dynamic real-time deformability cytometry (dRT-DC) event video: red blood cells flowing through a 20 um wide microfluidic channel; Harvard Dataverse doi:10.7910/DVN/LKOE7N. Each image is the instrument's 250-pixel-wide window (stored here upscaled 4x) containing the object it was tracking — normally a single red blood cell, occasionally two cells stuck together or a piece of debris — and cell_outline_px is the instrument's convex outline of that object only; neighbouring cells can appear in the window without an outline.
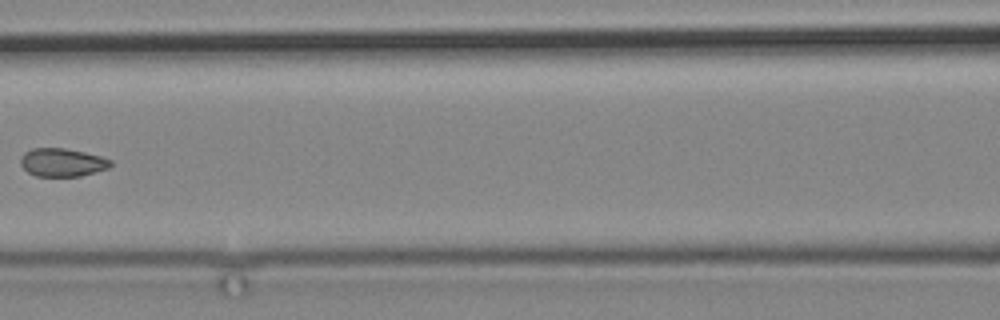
{"species": "common noctule bat (a hibernating species)", "species_latin": "Nyctalus noctula", "temperature_condition": "cold", "stored_images_in_passage": 15, "camera_frame_rate_fps": 3000, "um_per_image_px": 0.085, "animal": {"sex": "male", "body_mass_g": 19.2, "forearm_length_mm": 51.8}, "frame": {"image": 1, "passage_image": 8, "time_ms": 13.0, "image_size_px": [1000, 320], "cell_outline_px": [[112, 164], [108, 168], [80, 176], [36, 176], [28, 172], [20, 164], [20, 156], [24, 152], [32, 148], [64, 148], [84, 152], [100, 156], [112, 160]], "centroid_in_image_um": [5.26, 13.8], "position_along_channel_um": 161.3, "area_um2": 14.8}}
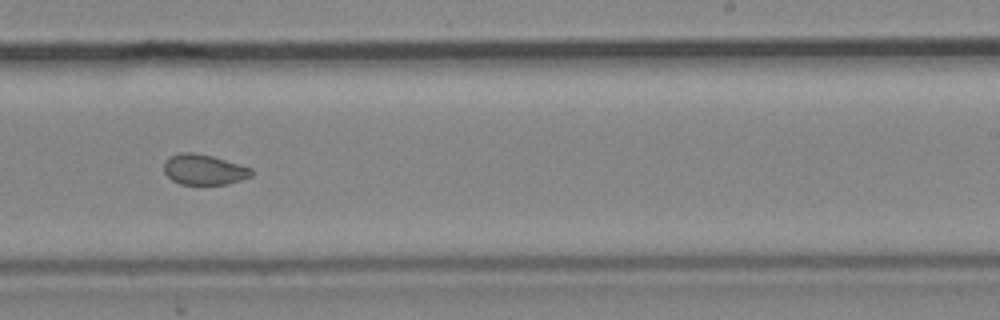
{"frame": {"image": 2, "passage_image": 11, "time_ms": 16.333, "image_size_px": [1000, 320], "cell_outline_px": [[252, 176], [228, 184], [180, 184], [172, 180], [164, 172], [164, 164], [172, 156], [180, 152], [192, 152], [212, 156], [252, 168]], "centroid_in_image_um": [17.35, 14.42], "position_along_channel_um": 271.7, "area_um2": 15.32}}
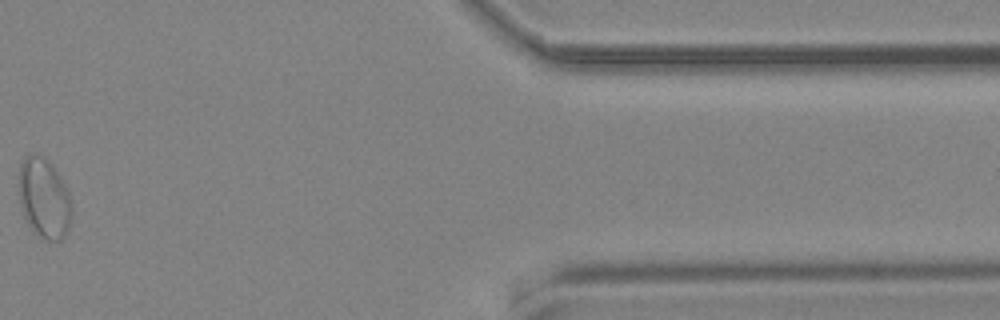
{"frame": {"image": 3, "passage_image": 15, "time_ms": 22.0, "image_size_px": [1000, 320], "cell_outline_px": [[72, 216], [68, 228], [64, 236], [60, 240], [44, 240], [36, 236], [32, 232], [28, 224], [20, 204], [20, 164], [24, 156], [32, 152], [36, 152], [48, 160], [52, 164], [64, 184], [68, 192], [72, 212]], "centroid_in_image_um": [3.74, 16.85], "position_along_channel_um": 407.7, "area_um2": 24.74}}